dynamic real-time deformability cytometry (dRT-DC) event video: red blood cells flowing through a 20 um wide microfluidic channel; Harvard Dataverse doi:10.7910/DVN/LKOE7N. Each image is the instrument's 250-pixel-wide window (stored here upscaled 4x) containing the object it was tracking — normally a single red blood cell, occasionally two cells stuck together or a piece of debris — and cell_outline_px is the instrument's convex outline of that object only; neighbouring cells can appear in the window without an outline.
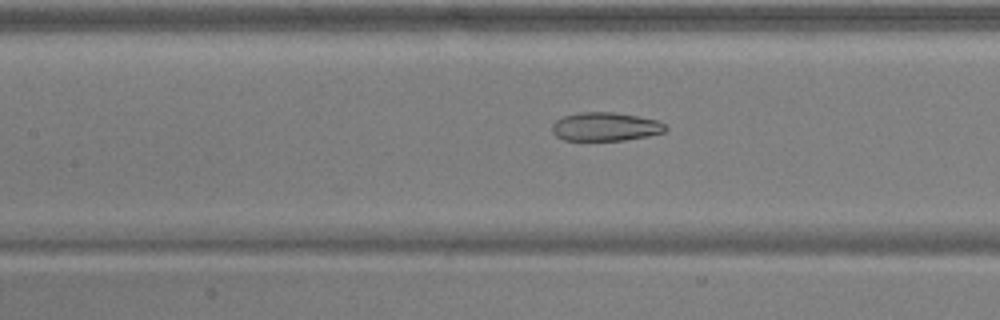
{"species": "common noctule bat (a hibernating species)", "species_latin": "Nyctalus noctula", "temperature_condition": "warm", "stored_images_in_passage": 39, "camera_frame_rate_fps": 3000, "um_per_image_px": 0.085, "animal": {"sex": "male", "body_mass_g": 17.9, "forearm_length_mm": 54.2}, "frame": {"image": 1, "passage_image": 11, "time_ms": 3.333, "image_size_px": [1000, 320], "cell_outline_px": [[668, 128], [664, 132], [648, 136], [624, 140], [564, 140], [556, 136], [552, 132], [552, 124], [556, 120], [564, 116], [580, 112], [612, 112], [636, 116], [656, 120], [664, 124]], "centroid_in_image_um": [51.44, 10.77], "position_along_channel_um": 156.0, "area_um2": 18.79}}
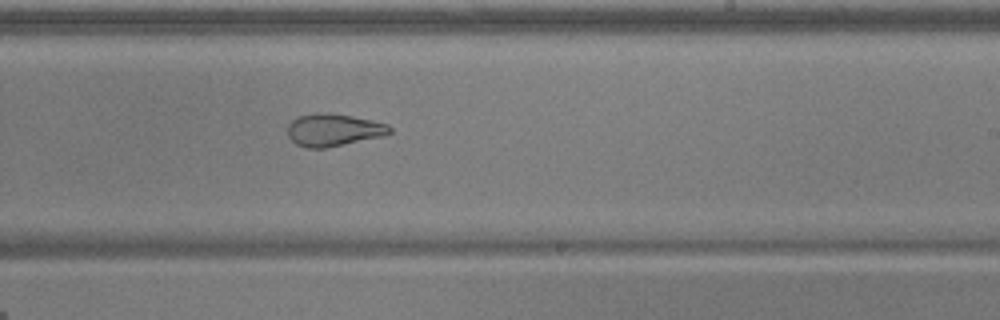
{"frame": {"image": 2, "passage_image": 19, "time_ms": 6.0, "image_size_px": [1000, 320], "cell_outline_px": [[392, 132], [384, 136], [324, 148], [308, 148], [296, 144], [288, 136], [288, 124], [292, 120], [300, 116], [316, 112], [328, 112], [352, 116], [372, 120], [388, 124], [392, 128]], "centroid_in_image_um": [28.36, 11.03], "position_along_channel_um": 260.6, "area_um2": 19.36}}
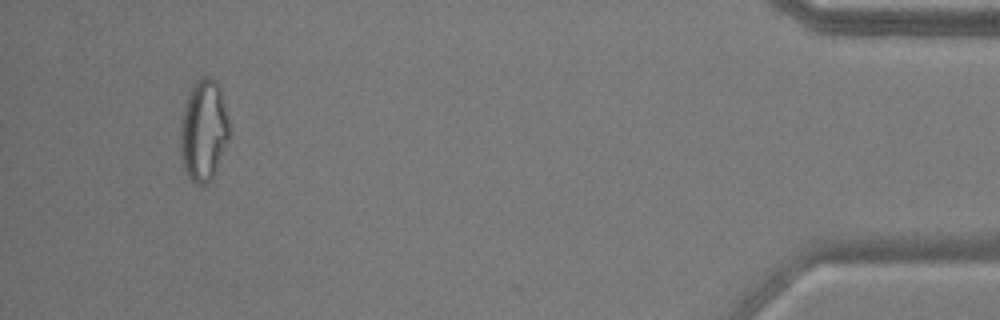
{"frame": {"image": 3, "passage_image": 36, "time_ms": 11.667, "image_size_px": [1000, 320], "cell_outline_px": [[228, 140], [216, 168], [208, 184], [196, 184], [188, 176], [184, 168], [180, 156], [180, 124], [184, 104], [188, 92], [196, 80], [200, 76], [208, 76], [220, 88], [228, 116]], "centroid_in_image_um": [17.27, 11.07], "position_along_channel_um": 417.9, "area_um2": 28.78}, "authors_computed_cell_mechanics": {"area_um2": 21.7328, "velocity_mm_per_s": 3.9442, "shape_relaxation_time_tau1_ms": null, "shape_relaxation_time_tau2_ms": 2.0379, "deformation_change_tau1": null, "deformation_change_tau2": 0.097}}